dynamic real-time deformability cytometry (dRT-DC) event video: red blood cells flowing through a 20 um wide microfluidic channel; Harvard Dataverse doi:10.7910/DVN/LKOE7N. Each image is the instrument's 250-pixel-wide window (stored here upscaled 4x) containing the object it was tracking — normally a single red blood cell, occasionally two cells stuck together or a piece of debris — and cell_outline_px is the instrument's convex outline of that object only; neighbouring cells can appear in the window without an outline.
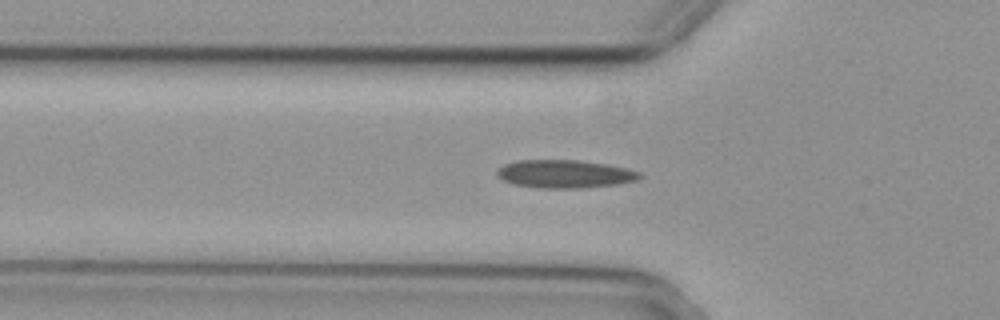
{"species": "common noctule bat (a hibernating species)", "species_latin": "Nyctalus noctula", "temperature_condition": "cold", "stored_images_in_passage": 40, "camera_frame_rate_fps": 3000, "um_per_image_px": 0.085, "animal": {"sex": "female", "body_mass_g": 29.2, "forearm_length_mm": 56.3}, "frame": {"image": 1, "passage_image": 3, "time_ms": 0.667, "image_size_px": [1000, 320], "cell_outline_px": [[644, 176], [636, 180], [616, 184], [580, 188], [540, 188], [516, 184], [504, 180], [496, 176], [496, 172], [504, 164], [520, 160], [580, 160], [628, 168], [640, 172]], "centroid_in_image_um": [48.02, 14.78], "position_along_channel_um": 77.8, "area_um2": 23.18}}
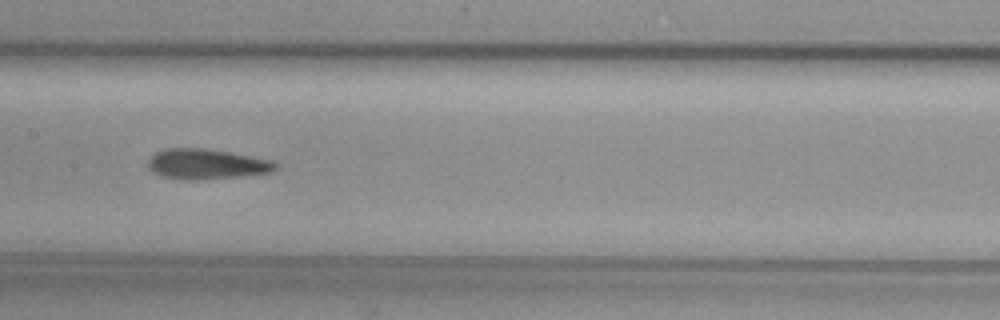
{"frame": {"image": 2, "passage_image": 12, "time_ms": 3.667, "image_size_px": [1000, 320], "cell_outline_px": [[276, 168], [272, 172], [240, 176], [204, 180], [180, 180], [164, 176], [152, 172], [148, 168], [148, 160], [156, 152], [168, 148], [204, 148], [228, 152], [272, 160], [276, 164]], "centroid_in_image_um": [17.53, 13.96], "position_along_channel_um": 189.9, "area_um2": 22.43}}
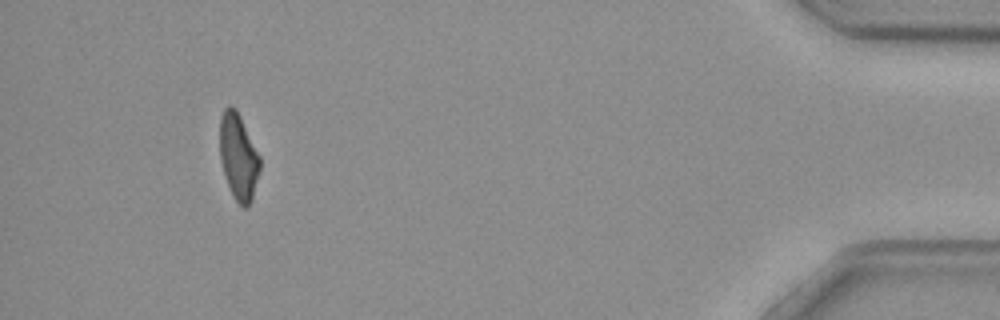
{"frame": {"image": 3, "passage_image": 36, "time_ms": 11.667, "image_size_px": [1000, 320], "cell_outline_px": [[260, 172], [252, 200], [248, 208], [244, 208], [232, 196], [220, 160], [220, 116], [224, 108], [228, 104], [236, 108], [260, 156]], "centroid_in_image_um": [20.27, 13.32], "position_along_channel_um": 414.9, "area_um2": 20.29}, "authors_computed_cell_mechanics": {"area_um2": 21.8484, "velocity_mm_per_s": 3.7117, "shape_relaxation_time_tau1_ms": null, "shape_relaxation_time_tau2_ms": 5.8197, "deformation_change_tau1": null, "deformation_change_tau2": 0.1352}}